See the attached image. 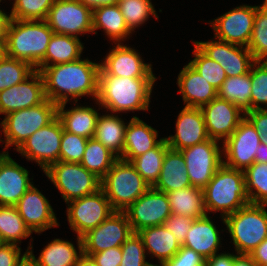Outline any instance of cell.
<instances>
[{"label": "cell", "instance_id": "31", "mask_svg": "<svg viewBox=\"0 0 267 266\" xmlns=\"http://www.w3.org/2000/svg\"><path fill=\"white\" fill-rule=\"evenodd\" d=\"M101 28L110 40H114L115 45L125 41L123 39H127V36L132 33L127 27L118 4L102 5L92 9L93 33L97 34L95 30Z\"/></svg>", "mask_w": 267, "mask_h": 266}, {"label": "cell", "instance_id": "34", "mask_svg": "<svg viewBox=\"0 0 267 266\" xmlns=\"http://www.w3.org/2000/svg\"><path fill=\"white\" fill-rule=\"evenodd\" d=\"M167 197L171 206V213L174 215L198 219L208 214L204 206V191L202 189L189 186L169 192Z\"/></svg>", "mask_w": 267, "mask_h": 266}, {"label": "cell", "instance_id": "27", "mask_svg": "<svg viewBox=\"0 0 267 266\" xmlns=\"http://www.w3.org/2000/svg\"><path fill=\"white\" fill-rule=\"evenodd\" d=\"M31 245L26 250L27 255L39 266H76L83 255V242L79 236H77L79 254L71 242L54 239L45 246L36 259Z\"/></svg>", "mask_w": 267, "mask_h": 266}, {"label": "cell", "instance_id": "46", "mask_svg": "<svg viewBox=\"0 0 267 266\" xmlns=\"http://www.w3.org/2000/svg\"><path fill=\"white\" fill-rule=\"evenodd\" d=\"M88 139L63 130L59 161L80 163Z\"/></svg>", "mask_w": 267, "mask_h": 266}, {"label": "cell", "instance_id": "9", "mask_svg": "<svg viewBox=\"0 0 267 266\" xmlns=\"http://www.w3.org/2000/svg\"><path fill=\"white\" fill-rule=\"evenodd\" d=\"M218 142V140L209 138L202 143L181 150L193 187L203 190L223 164V152Z\"/></svg>", "mask_w": 267, "mask_h": 266}, {"label": "cell", "instance_id": "19", "mask_svg": "<svg viewBox=\"0 0 267 266\" xmlns=\"http://www.w3.org/2000/svg\"><path fill=\"white\" fill-rule=\"evenodd\" d=\"M46 99L42 74L35 70L21 83L0 91V114L7 115L14 111L34 107Z\"/></svg>", "mask_w": 267, "mask_h": 266}, {"label": "cell", "instance_id": "26", "mask_svg": "<svg viewBox=\"0 0 267 266\" xmlns=\"http://www.w3.org/2000/svg\"><path fill=\"white\" fill-rule=\"evenodd\" d=\"M219 231L210 217L194 219L182 246L194 250L205 260L215 254L221 245Z\"/></svg>", "mask_w": 267, "mask_h": 266}, {"label": "cell", "instance_id": "25", "mask_svg": "<svg viewBox=\"0 0 267 266\" xmlns=\"http://www.w3.org/2000/svg\"><path fill=\"white\" fill-rule=\"evenodd\" d=\"M157 137V130L137 116H133L126 127L123 153L119 158L130 162L135 157L155 148L163 139L156 140Z\"/></svg>", "mask_w": 267, "mask_h": 266}, {"label": "cell", "instance_id": "62", "mask_svg": "<svg viewBox=\"0 0 267 266\" xmlns=\"http://www.w3.org/2000/svg\"><path fill=\"white\" fill-rule=\"evenodd\" d=\"M147 266H165L164 263H160L159 265L153 264V263H149Z\"/></svg>", "mask_w": 267, "mask_h": 266}, {"label": "cell", "instance_id": "15", "mask_svg": "<svg viewBox=\"0 0 267 266\" xmlns=\"http://www.w3.org/2000/svg\"><path fill=\"white\" fill-rule=\"evenodd\" d=\"M133 233L126 214L114 211L99 226L81 237L83 254L91 256L93 253L121 246Z\"/></svg>", "mask_w": 267, "mask_h": 266}, {"label": "cell", "instance_id": "5", "mask_svg": "<svg viewBox=\"0 0 267 266\" xmlns=\"http://www.w3.org/2000/svg\"><path fill=\"white\" fill-rule=\"evenodd\" d=\"M150 185L142 178L134 166L118 158L107 174L101 179V189L114 211H125L144 194Z\"/></svg>", "mask_w": 267, "mask_h": 266}, {"label": "cell", "instance_id": "28", "mask_svg": "<svg viewBox=\"0 0 267 266\" xmlns=\"http://www.w3.org/2000/svg\"><path fill=\"white\" fill-rule=\"evenodd\" d=\"M192 186L187 174L186 162L181 151L166 150L160 176L154 189L169 193Z\"/></svg>", "mask_w": 267, "mask_h": 266}, {"label": "cell", "instance_id": "45", "mask_svg": "<svg viewBox=\"0 0 267 266\" xmlns=\"http://www.w3.org/2000/svg\"><path fill=\"white\" fill-rule=\"evenodd\" d=\"M250 77L252 82L251 110L267 109V63L256 61L250 69Z\"/></svg>", "mask_w": 267, "mask_h": 266}, {"label": "cell", "instance_id": "35", "mask_svg": "<svg viewBox=\"0 0 267 266\" xmlns=\"http://www.w3.org/2000/svg\"><path fill=\"white\" fill-rule=\"evenodd\" d=\"M251 85L250 72L240 76L227 77L218 89V97L233 103L246 113L251 111Z\"/></svg>", "mask_w": 267, "mask_h": 266}, {"label": "cell", "instance_id": "29", "mask_svg": "<svg viewBox=\"0 0 267 266\" xmlns=\"http://www.w3.org/2000/svg\"><path fill=\"white\" fill-rule=\"evenodd\" d=\"M136 233L142 239L145 250L156 257L159 263L171 259L182 246L164 225L143 228Z\"/></svg>", "mask_w": 267, "mask_h": 266}, {"label": "cell", "instance_id": "60", "mask_svg": "<svg viewBox=\"0 0 267 266\" xmlns=\"http://www.w3.org/2000/svg\"><path fill=\"white\" fill-rule=\"evenodd\" d=\"M6 56V40H0V60Z\"/></svg>", "mask_w": 267, "mask_h": 266}, {"label": "cell", "instance_id": "10", "mask_svg": "<svg viewBox=\"0 0 267 266\" xmlns=\"http://www.w3.org/2000/svg\"><path fill=\"white\" fill-rule=\"evenodd\" d=\"M56 34L78 37L93 33L92 9L80 0H55L45 19Z\"/></svg>", "mask_w": 267, "mask_h": 266}, {"label": "cell", "instance_id": "12", "mask_svg": "<svg viewBox=\"0 0 267 266\" xmlns=\"http://www.w3.org/2000/svg\"><path fill=\"white\" fill-rule=\"evenodd\" d=\"M63 126L58 117L33 133L16 151L45 171L59 161Z\"/></svg>", "mask_w": 267, "mask_h": 266}, {"label": "cell", "instance_id": "42", "mask_svg": "<svg viewBox=\"0 0 267 266\" xmlns=\"http://www.w3.org/2000/svg\"><path fill=\"white\" fill-rule=\"evenodd\" d=\"M34 71L30 63L5 56L0 60V91L21 83Z\"/></svg>", "mask_w": 267, "mask_h": 266}, {"label": "cell", "instance_id": "1", "mask_svg": "<svg viewBox=\"0 0 267 266\" xmlns=\"http://www.w3.org/2000/svg\"><path fill=\"white\" fill-rule=\"evenodd\" d=\"M100 64L88 59L44 67L42 74L46 98L60 105L84 95H98V76ZM69 96H71L69 98Z\"/></svg>", "mask_w": 267, "mask_h": 266}, {"label": "cell", "instance_id": "52", "mask_svg": "<svg viewBox=\"0 0 267 266\" xmlns=\"http://www.w3.org/2000/svg\"><path fill=\"white\" fill-rule=\"evenodd\" d=\"M91 257L98 266H119L122 260L121 246L112 247L98 253H93Z\"/></svg>", "mask_w": 267, "mask_h": 266}, {"label": "cell", "instance_id": "40", "mask_svg": "<svg viewBox=\"0 0 267 266\" xmlns=\"http://www.w3.org/2000/svg\"><path fill=\"white\" fill-rule=\"evenodd\" d=\"M247 48L256 61L267 59V4L256 6L252 35Z\"/></svg>", "mask_w": 267, "mask_h": 266}, {"label": "cell", "instance_id": "61", "mask_svg": "<svg viewBox=\"0 0 267 266\" xmlns=\"http://www.w3.org/2000/svg\"><path fill=\"white\" fill-rule=\"evenodd\" d=\"M21 266H39L38 264H36L31 257H29L28 255L26 256V258L23 260Z\"/></svg>", "mask_w": 267, "mask_h": 266}, {"label": "cell", "instance_id": "23", "mask_svg": "<svg viewBox=\"0 0 267 266\" xmlns=\"http://www.w3.org/2000/svg\"><path fill=\"white\" fill-rule=\"evenodd\" d=\"M29 172L8 153H0V205L15 206L33 185Z\"/></svg>", "mask_w": 267, "mask_h": 266}, {"label": "cell", "instance_id": "50", "mask_svg": "<svg viewBox=\"0 0 267 266\" xmlns=\"http://www.w3.org/2000/svg\"><path fill=\"white\" fill-rule=\"evenodd\" d=\"M27 252L21 256V248L11 243H0V266H21Z\"/></svg>", "mask_w": 267, "mask_h": 266}, {"label": "cell", "instance_id": "22", "mask_svg": "<svg viewBox=\"0 0 267 266\" xmlns=\"http://www.w3.org/2000/svg\"><path fill=\"white\" fill-rule=\"evenodd\" d=\"M169 148L181 151L209 139L200 108L185 107L176 121V133L165 137Z\"/></svg>", "mask_w": 267, "mask_h": 266}, {"label": "cell", "instance_id": "37", "mask_svg": "<svg viewBox=\"0 0 267 266\" xmlns=\"http://www.w3.org/2000/svg\"><path fill=\"white\" fill-rule=\"evenodd\" d=\"M32 234L16 206L0 205V239L2 243L17 245Z\"/></svg>", "mask_w": 267, "mask_h": 266}, {"label": "cell", "instance_id": "17", "mask_svg": "<svg viewBox=\"0 0 267 266\" xmlns=\"http://www.w3.org/2000/svg\"><path fill=\"white\" fill-rule=\"evenodd\" d=\"M206 56L218 62L226 77L240 76L250 72L256 62L247 47L231 44L221 40L193 42Z\"/></svg>", "mask_w": 267, "mask_h": 266}, {"label": "cell", "instance_id": "16", "mask_svg": "<svg viewBox=\"0 0 267 266\" xmlns=\"http://www.w3.org/2000/svg\"><path fill=\"white\" fill-rule=\"evenodd\" d=\"M256 6L241 5L220 17L211 24L215 39L247 47L251 39Z\"/></svg>", "mask_w": 267, "mask_h": 266}, {"label": "cell", "instance_id": "13", "mask_svg": "<svg viewBox=\"0 0 267 266\" xmlns=\"http://www.w3.org/2000/svg\"><path fill=\"white\" fill-rule=\"evenodd\" d=\"M222 143V152L226 157L223 164L244 171L254 163L261 138L251 122L244 117L232 135Z\"/></svg>", "mask_w": 267, "mask_h": 266}, {"label": "cell", "instance_id": "3", "mask_svg": "<svg viewBox=\"0 0 267 266\" xmlns=\"http://www.w3.org/2000/svg\"><path fill=\"white\" fill-rule=\"evenodd\" d=\"M45 20L11 19L6 39V56L26 61L34 68L43 61L53 35Z\"/></svg>", "mask_w": 267, "mask_h": 266}, {"label": "cell", "instance_id": "4", "mask_svg": "<svg viewBox=\"0 0 267 266\" xmlns=\"http://www.w3.org/2000/svg\"><path fill=\"white\" fill-rule=\"evenodd\" d=\"M203 191L206 212L221 211L222 218L250 204L244 171L224 164L217 169Z\"/></svg>", "mask_w": 267, "mask_h": 266}, {"label": "cell", "instance_id": "38", "mask_svg": "<svg viewBox=\"0 0 267 266\" xmlns=\"http://www.w3.org/2000/svg\"><path fill=\"white\" fill-rule=\"evenodd\" d=\"M118 157L94 138H89L80 162L88 171L102 179Z\"/></svg>", "mask_w": 267, "mask_h": 266}, {"label": "cell", "instance_id": "55", "mask_svg": "<svg viewBox=\"0 0 267 266\" xmlns=\"http://www.w3.org/2000/svg\"><path fill=\"white\" fill-rule=\"evenodd\" d=\"M11 21V15H7L0 9V40L7 39V30Z\"/></svg>", "mask_w": 267, "mask_h": 266}, {"label": "cell", "instance_id": "59", "mask_svg": "<svg viewBox=\"0 0 267 266\" xmlns=\"http://www.w3.org/2000/svg\"><path fill=\"white\" fill-rule=\"evenodd\" d=\"M76 266H98L91 256L83 254Z\"/></svg>", "mask_w": 267, "mask_h": 266}, {"label": "cell", "instance_id": "58", "mask_svg": "<svg viewBox=\"0 0 267 266\" xmlns=\"http://www.w3.org/2000/svg\"><path fill=\"white\" fill-rule=\"evenodd\" d=\"M254 163H267V145L260 143L259 150L254 159Z\"/></svg>", "mask_w": 267, "mask_h": 266}, {"label": "cell", "instance_id": "30", "mask_svg": "<svg viewBox=\"0 0 267 266\" xmlns=\"http://www.w3.org/2000/svg\"><path fill=\"white\" fill-rule=\"evenodd\" d=\"M67 103H61L57 108V117L62 123L64 131L85 137L93 138L99 114L97 110L88 106L72 107L65 110Z\"/></svg>", "mask_w": 267, "mask_h": 266}, {"label": "cell", "instance_id": "24", "mask_svg": "<svg viewBox=\"0 0 267 266\" xmlns=\"http://www.w3.org/2000/svg\"><path fill=\"white\" fill-rule=\"evenodd\" d=\"M179 93L185 107L201 108L218 96V90L210 85L189 63L180 71L177 79Z\"/></svg>", "mask_w": 267, "mask_h": 266}, {"label": "cell", "instance_id": "2", "mask_svg": "<svg viewBox=\"0 0 267 266\" xmlns=\"http://www.w3.org/2000/svg\"><path fill=\"white\" fill-rule=\"evenodd\" d=\"M156 80V78L99 75L97 104L112 111L113 114L149 110L152 88Z\"/></svg>", "mask_w": 267, "mask_h": 266}, {"label": "cell", "instance_id": "57", "mask_svg": "<svg viewBox=\"0 0 267 266\" xmlns=\"http://www.w3.org/2000/svg\"><path fill=\"white\" fill-rule=\"evenodd\" d=\"M84 5L91 9L102 5H115L119 0H80Z\"/></svg>", "mask_w": 267, "mask_h": 266}, {"label": "cell", "instance_id": "11", "mask_svg": "<svg viewBox=\"0 0 267 266\" xmlns=\"http://www.w3.org/2000/svg\"><path fill=\"white\" fill-rule=\"evenodd\" d=\"M67 204L69 225L79 237L99 226L114 212L102 189Z\"/></svg>", "mask_w": 267, "mask_h": 266}, {"label": "cell", "instance_id": "21", "mask_svg": "<svg viewBox=\"0 0 267 266\" xmlns=\"http://www.w3.org/2000/svg\"><path fill=\"white\" fill-rule=\"evenodd\" d=\"M31 232L41 233L59 226L48 199L32 185L15 205Z\"/></svg>", "mask_w": 267, "mask_h": 266}, {"label": "cell", "instance_id": "49", "mask_svg": "<svg viewBox=\"0 0 267 266\" xmlns=\"http://www.w3.org/2000/svg\"><path fill=\"white\" fill-rule=\"evenodd\" d=\"M165 266H205L206 260L194 250L181 246L180 250L164 263Z\"/></svg>", "mask_w": 267, "mask_h": 266}, {"label": "cell", "instance_id": "7", "mask_svg": "<svg viewBox=\"0 0 267 266\" xmlns=\"http://www.w3.org/2000/svg\"><path fill=\"white\" fill-rule=\"evenodd\" d=\"M58 105L46 99L43 103L14 111L5 115L1 123L6 140L3 153H8L7 148L14 145L16 150L37 130L51 123L57 117Z\"/></svg>", "mask_w": 267, "mask_h": 266}, {"label": "cell", "instance_id": "8", "mask_svg": "<svg viewBox=\"0 0 267 266\" xmlns=\"http://www.w3.org/2000/svg\"><path fill=\"white\" fill-rule=\"evenodd\" d=\"M44 173L60 191L66 204L101 189V179L80 163L58 161Z\"/></svg>", "mask_w": 267, "mask_h": 266}, {"label": "cell", "instance_id": "39", "mask_svg": "<svg viewBox=\"0 0 267 266\" xmlns=\"http://www.w3.org/2000/svg\"><path fill=\"white\" fill-rule=\"evenodd\" d=\"M244 178L250 203L267 205V163H253L244 170Z\"/></svg>", "mask_w": 267, "mask_h": 266}, {"label": "cell", "instance_id": "48", "mask_svg": "<svg viewBox=\"0 0 267 266\" xmlns=\"http://www.w3.org/2000/svg\"><path fill=\"white\" fill-rule=\"evenodd\" d=\"M194 219L184 215L171 214L163 225L169 230L182 245L186 239L187 232L189 231Z\"/></svg>", "mask_w": 267, "mask_h": 266}, {"label": "cell", "instance_id": "56", "mask_svg": "<svg viewBox=\"0 0 267 266\" xmlns=\"http://www.w3.org/2000/svg\"><path fill=\"white\" fill-rule=\"evenodd\" d=\"M233 266H256V263L247 254H237Z\"/></svg>", "mask_w": 267, "mask_h": 266}, {"label": "cell", "instance_id": "14", "mask_svg": "<svg viewBox=\"0 0 267 266\" xmlns=\"http://www.w3.org/2000/svg\"><path fill=\"white\" fill-rule=\"evenodd\" d=\"M134 233L143 228L163 225L172 214L167 193L150 187L125 211Z\"/></svg>", "mask_w": 267, "mask_h": 266}, {"label": "cell", "instance_id": "44", "mask_svg": "<svg viewBox=\"0 0 267 266\" xmlns=\"http://www.w3.org/2000/svg\"><path fill=\"white\" fill-rule=\"evenodd\" d=\"M55 0H14L10 12L15 20H45Z\"/></svg>", "mask_w": 267, "mask_h": 266}, {"label": "cell", "instance_id": "51", "mask_svg": "<svg viewBox=\"0 0 267 266\" xmlns=\"http://www.w3.org/2000/svg\"><path fill=\"white\" fill-rule=\"evenodd\" d=\"M259 133L261 143L267 145V109L251 110L244 114Z\"/></svg>", "mask_w": 267, "mask_h": 266}, {"label": "cell", "instance_id": "47", "mask_svg": "<svg viewBox=\"0 0 267 266\" xmlns=\"http://www.w3.org/2000/svg\"><path fill=\"white\" fill-rule=\"evenodd\" d=\"M122 260L119 266H147L146 254L142 239L133 233L122 245Z\"/></svg>", "mask_w": 267, "mask_h": 266}, {"label": "cell", "instance_id": "32", "mask_svg": "<svg viewBox=\"0 0 267 266\" xmlns=\"http://www.w3.org/2000/svg\"><path fill=\"white\" fill-rule=\"evenodd\" d=\"M83 49V43H81L79 38L70 35L53 33L43 61L37 66V68H35V70L41 71L47 66L79 60Z\"/></svg>", "mask_w": 267, "mask_h": 266}, {"label": "cell", "instance_id": "43", "mask_svg": "<svg viewBox=\"0 0 267 266\" xmlns=\"http://www.w3.org/2000/svg\"><path fill=\"white\" fill-rule=\"evenodd\" d=\"M194 46L193 54L195 57L189 64L196 69L210 85L218 90L227 78L224 68H222L218 62L206 56L195 44Z\"/></svg>", "mask_w": 267, "mask_h": 266}, {"label": "cell", "instance_id": "53", "mask_svg": "<svg viewBox=\"0 0 267 266\" xmlns=\"http://www.w3.org/2000/svg\"><path fill=\"white\" fill-rule=\"evenodd\" d=\"M237 255L230 253L215 254L206 260L205 266H233L234 258Z\"/></svg>", "mask_w": 267, "mask_h": 266}, {"label": "cell", "instance_id": "33", "mask_svg": "<svg viewBox=\"0 0 267 266\" xmlns=\"http://www.w3.org/2000/svg\"><path fill=\"white\" fill-rule=\"evenodd\" d=\"M126 127L117 115H99L93 138L119 158L123 153Z\"/></svg>", "mask_w": 267, "mask_h": 266}, {"label": "cell", "instance_id": "36", "mask_svg": "<svg viewBox=\"0 0 267 266\" xmlns=\"http://www.w3.org/2000/svg\"><path fill=\"white\" fill-rule=\"evenodd\" d=\"M168 148L166 139L163 138L155 148L130 161L150 187H153L159 179L164 156Z\"/></svg>", "mask_w": 267, "mask_h": 266}, {"label": "cell", "instance_id": "41", "mask_svg": "<svg viewBox=\"0 0 267 266\" xmlns=\"http://www.w3.org/2000/svg\"><path fill=\"white\" fill-rule=\"evenodd\" d=\"M118 5L131 32L142 26L150 15L159 18L151 0H119Z\"/></svg>", "mask_w": 267, "mask_h": 266}, {"label": "cell", "instance_id": "6", "mask_svg": "<svg viewBox=\"0 0 267 266\" xmlns=\"http://www.w3.org/2000/svg\"><path fill=\"white\" fill-rule=\"evenodd\" d=\"M266 206L250 203L222 218L232 237L237 254L249 255L267 238Z\"/></svg>", "mask_w": 267, "mask_h": 266}, {"label": "cell", "instance_id": "54", "mask_svg": "<svg viewBox=\"0 0 267 266\" xmlns=\"http://www.w3.org/2000/svg\"><path fill=\"white\" fill-rule=\"evenodd\" d=\"M249 256L256 263V266L267 265V238L262 241L253 251L250 252Z\"/></svg>", "mask_w": 267, "mask_h": 266}, {"label": "cell", "instance_id": "18", "mask_svg": "<svg viewBox=\"0 0 267 266\" xmlns=\"http://www.w3.org/2000/svg\"><path fill=\"white\" fill-rule=\"evenodd\" d=\"M100 64L99 75H114L130 78H156L152 65L143 62L140 54L134 48L121 43L109 51Z\"/></svg>", "mask_w": 267, "mask_h": 266}, {"label": "cell", "instance_id": "20", "mask_svg": "<svg viewBox=\"0 0 267 266\" xmlns=\"http://www.w3.org/2000/svg\"><path fill=\"white\" fill-rule=\"evenodd\" d=\"M200 109L204 116L208 137L218 141L223 138V142L232 135L245 117V113L233 103L218 96Z\"/></svg>", "mask_w": 267, "mask_h": 266}]
</instances>
